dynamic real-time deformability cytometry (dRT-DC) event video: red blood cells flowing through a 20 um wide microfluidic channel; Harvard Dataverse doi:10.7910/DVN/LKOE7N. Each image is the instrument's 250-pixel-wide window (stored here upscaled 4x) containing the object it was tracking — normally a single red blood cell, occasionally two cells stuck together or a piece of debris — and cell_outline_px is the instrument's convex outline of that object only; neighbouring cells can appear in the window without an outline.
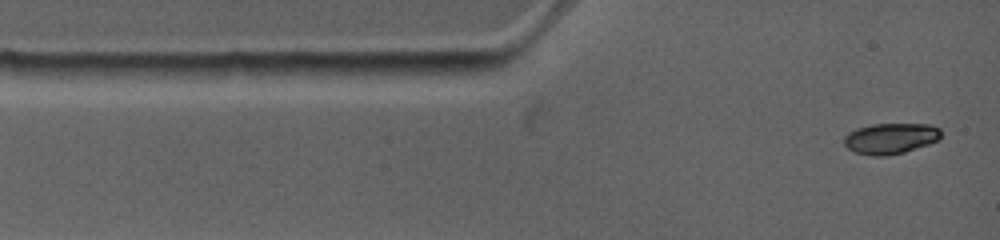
{"species": "common noctule bat (a hibernating species)", "species_latin": "Nyctalus noctula", "temperature_condition": "warm", "stored_images_in_passage": 4, "camera_frame_rate_fps": 4500, "um_per_image_px": 0.085, "animal": {"sex": "female", "body_mass_g": 19.0, "forearm_length_mm": 53.3}, "frame": {"image": 1, "passage_image": 1, "time_ms": 0.0, "image_size_px": [1000, 240], "cell_outline_px": [[940, 140], [904, 152], [884, 156], [872, 156], [856, 152], [848, 148], [844, 144], [844, 136], [848, 132], [856, 128], [872, 124], [928, 124], [940, 128]], "centroid_in_image_um": [75.68, 11.76], "position_along_channel_um": 9.3, "area_um2": 17.4}}
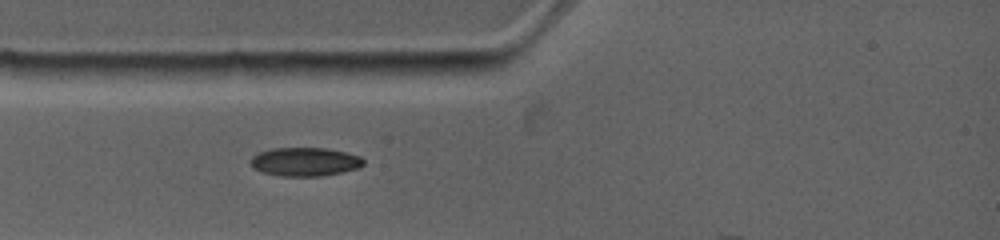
{"frame": {"image": 2, "passage_image": 4, "time_ms": 2.222, "image_size_px": [1000, 240], "cell_outline_px": [[364, 164], [356, 168], [340, 172], [320, 176], [280, 176], [260, 172], [252, 168], [252, 156], [260, 152], [272, 148], [328, 148], [360, 156], [364, 160]], "centroid_in_image_um": [25.89, 13.75], "position_along_channel_um": 59.1, "area_um2": 18.73}}